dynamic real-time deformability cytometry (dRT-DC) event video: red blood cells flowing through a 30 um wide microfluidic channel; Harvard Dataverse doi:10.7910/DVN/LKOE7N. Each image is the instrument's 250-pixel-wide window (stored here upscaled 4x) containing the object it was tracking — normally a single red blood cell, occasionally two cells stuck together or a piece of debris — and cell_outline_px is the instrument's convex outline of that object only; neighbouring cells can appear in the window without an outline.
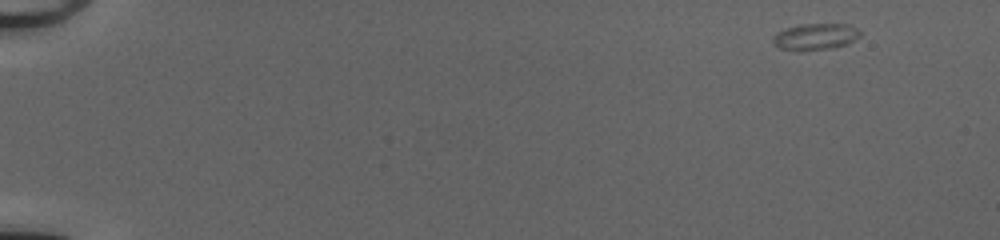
{"species": "common noctule bat (a hibernating species)", "species_latin": "Nyctalus noctula", "temperature_condition": "cold", "stored_images_in_passage": 49, "camera_frame_rate_fps": 3000, "um_per_image_px": 0.085, "animal": {"sex": "female", "body_mass_g": 20.0, "forearm_length_mm": 54.0}, "frame": {"image": 1, "passage_image": 1, "time_ms": 0.0, "image_size_px": [1000, 240], "cell_outline_px": [[860, 36], [848, 44], [832, 48], [800, 52], [796, 52], [780, 48], [772, 44], [772, 36], [776, 32], [800, 24], [848, 24], [860, 28]], "centroid_in_image_um": [69.29, 3.13], "position_along_channel_um": 15.7, "area_um2": 13.87}}
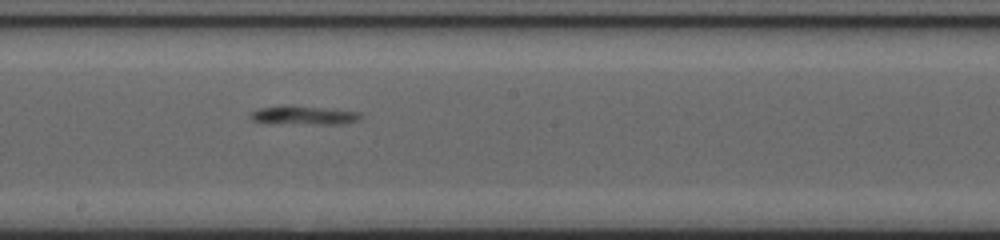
{"frame": {"image": 2, "passage_image": 28, "time_ms": 9.0, "image_size_px": [1000, 240], "cell_outline_px": [[364, 116], [360, 120], [344, 124], [264, 124], [252, 120], [248, 116], [252, 112], [260, 108], [332, 108], [360, 112]], "centroid_in_image_um": [25.9, 9.87], "position_along_channel_um": 222.3, "area_um2": 11.79}}
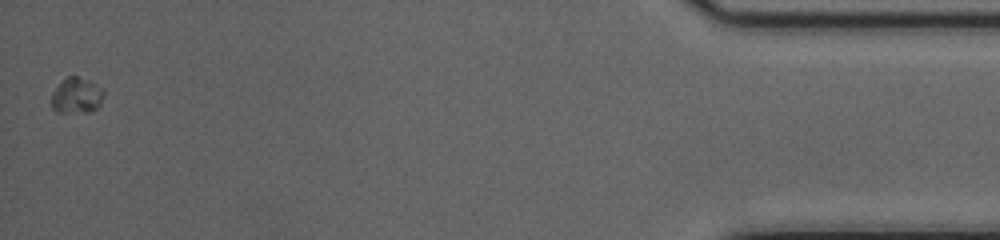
{"frame": {"image": 3, "passage_image": 49, "time_ms": 16.0, "image_size_px": [1000, 240], "cell_outline_px": [[104, 96], [100, 104], [96, 108], [88, 112], [56, 112], [52, 108], [52, 92], [68, 76], [76, 76], [88, 80], [100, 88], [104, 92]], "centroid_in_image_um": [6.5, 8.14], "position_along_channel_um": 428.7, "area_um2": 10.64}}